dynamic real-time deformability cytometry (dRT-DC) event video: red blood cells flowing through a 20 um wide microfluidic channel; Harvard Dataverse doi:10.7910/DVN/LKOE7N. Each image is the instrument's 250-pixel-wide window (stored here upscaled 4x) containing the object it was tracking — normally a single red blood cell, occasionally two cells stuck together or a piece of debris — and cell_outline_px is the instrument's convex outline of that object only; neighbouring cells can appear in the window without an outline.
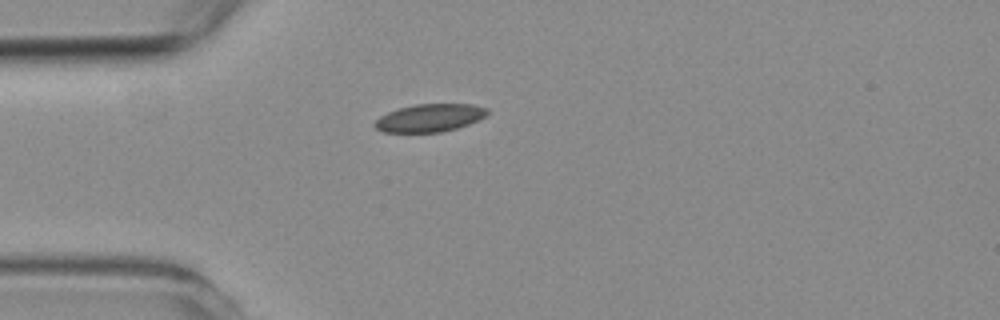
{"species": "common noctule bat (a hibernating species)", "species_latin": "Nyctalus noctula", "temperature_condition": "room temperature", "stored_images_in_passage": 2, "camera_frame_rate_fps": 3000, "um_per_image_px": 0.085, "animal": {"sex": "female", "body_mass_g": 19.3, "forearm_length_mm": 54.1}, "frame": {"image": 1, "passage_image": 1, "time_ms": 0.0, "image_size_px": [1000, 320], "cell_outline_px": [[488, 112], [480, 120], [456, 128], [440, 132], [384, 132], [376, 128], [372, 124], [380, 116], [388, 112], [400, 108], [416, 104], [472, 104], [488, 108]], "centroid_in_image_um": [36.53, 10.02], "position_along_channel_um": 48.5, "area_um2": 18.15}}